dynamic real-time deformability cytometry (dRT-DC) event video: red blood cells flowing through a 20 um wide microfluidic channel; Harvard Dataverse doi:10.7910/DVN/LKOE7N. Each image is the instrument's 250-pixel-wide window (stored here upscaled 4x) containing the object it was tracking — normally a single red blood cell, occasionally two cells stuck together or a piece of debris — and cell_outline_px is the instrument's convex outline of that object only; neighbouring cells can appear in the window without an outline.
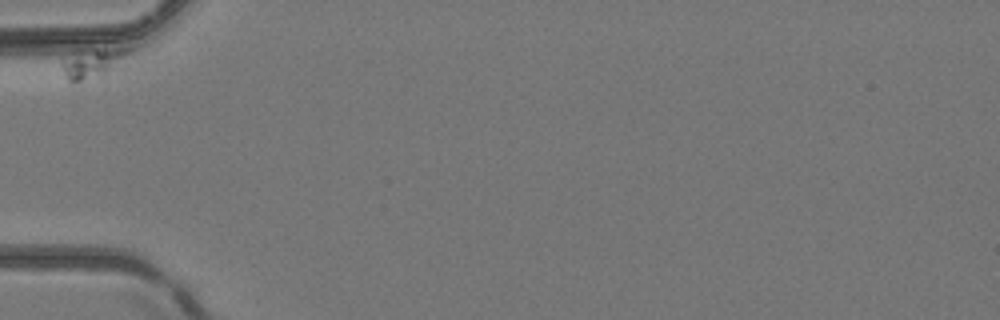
{"species": "common noctule bat (a hibernating species)", "species_latin": "Nyctalus noctula", "temperature_condition": "room temperature", "stored_images_in_passage": 2, "camera_frame_rate_fps": 3000, "um_per_image_px": 0.085, "animal": {"sex": "female", "body_mass_g": 24.6, "forearm_length_mm": 56.2}, "frame": {"image": 1, "passage_image": 1, "time_ms": 0.0, "image_size_px": [1000, 320], "cell_outline_px": [[128, 52], [104, 80], [68, 80], [64, 72], [60, 60], [96, 48], [128, 48]], "centroid_in_image_um": [7.9, 5.42], "position_along_channel_um": 77.1, "area_um2": 11.21}}